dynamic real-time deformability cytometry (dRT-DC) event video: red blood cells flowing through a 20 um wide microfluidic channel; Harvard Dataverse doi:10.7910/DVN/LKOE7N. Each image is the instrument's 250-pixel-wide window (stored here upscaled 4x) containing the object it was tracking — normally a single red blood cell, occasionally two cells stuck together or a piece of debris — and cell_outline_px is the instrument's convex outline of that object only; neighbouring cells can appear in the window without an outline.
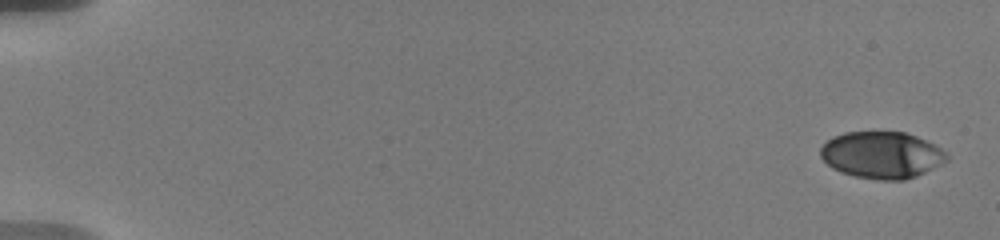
{"species": "human", "species_latin": "Homo sapiens", "temperature_condition": "warm", "stored_images_in_passage": 9, "camera_frame_rate_fps": 3000, "um_per_image_px": 0.085, "donor": {"sex": "male"}, "frame": {"image": 1, "passage_image": 1, "time_ms": 0.0, "image_size_px": [1000, 240], "cell_outline_px": [[948, 160], [916, 176], [904, 180], [880, 180], [856, 176], [832, 168], [820, 156], [820, 148], [832, 136], [844, 132], [904, 132], [916, 136], [940, 148], [948, 156]], "centroid_in_image_um": [74.92, 13.17], "position_along_channel_um": 10.1, "area_um2": 34.04}}
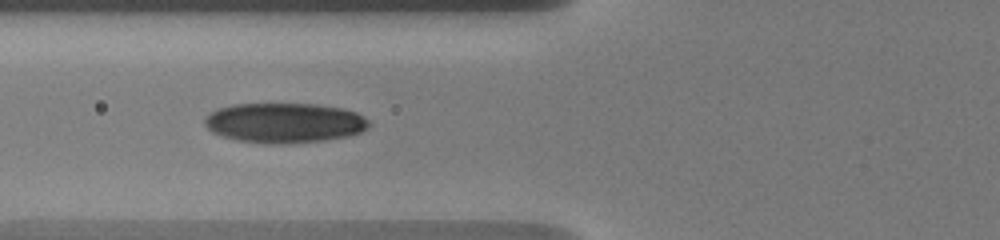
{"frame": {"image": 2, "passage_image": 8, "time_ms": 7.333, "image_size_px": [1000, 240], "cell_outline_px": [[372, 124], [368, 128], [352, 136], [324, 140], [288, 144], [264, 144], [236, 140], [220, 136], [212, 132], [204, 124], [204, 116], [208, 112], [216, 108], [232, 104], [316, 104], [344, 108], [356, 112], [372, 120]], "centroid_in_image_um": [24.19, 10.44], "position_along_channel_um": 101.6, "area_um2": 39.13}}
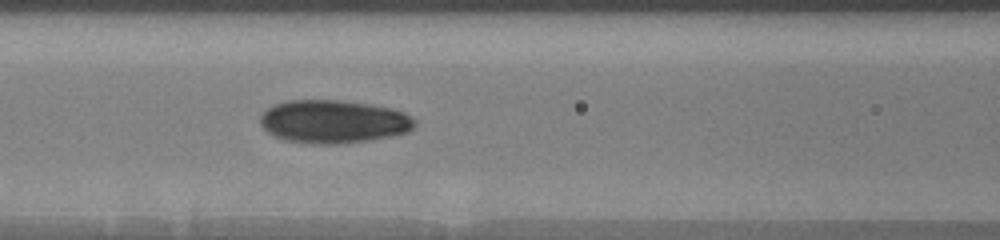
{"frame": {"image": 3, "passage_image": 9, "time_ms": 8.333, "image_size_px": [1000, 240], "cell_outline_px": [[416, 124], [408, 132], [392, 136], [368, 140], [340, 144], [316, 144], [284, 140], [268, 132], [260, 124], [260, 116], [272, 104], [288, 100], [344, 100], [368, 104], [388, 108], [404, 112], [416, 120]], "centroid_in_image_um": [28.33, 10.33], "position_along_channel_um": 138.3, "area_um2": 38.9}}